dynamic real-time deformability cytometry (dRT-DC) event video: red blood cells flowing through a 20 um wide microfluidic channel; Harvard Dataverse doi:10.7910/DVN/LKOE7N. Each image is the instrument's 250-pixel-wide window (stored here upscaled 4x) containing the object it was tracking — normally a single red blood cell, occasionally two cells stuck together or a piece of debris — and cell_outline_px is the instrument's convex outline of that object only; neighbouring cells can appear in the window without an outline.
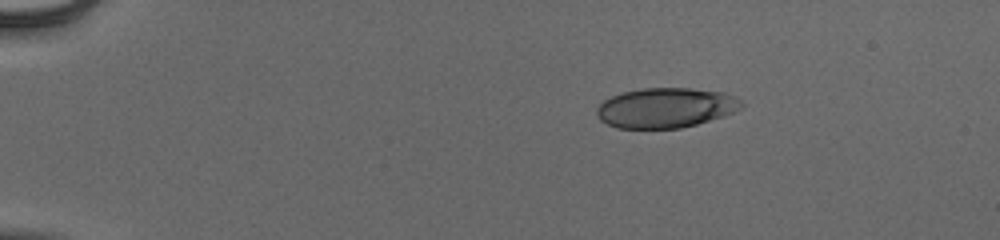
{"species": "human", "species_latin": "Homo sapiens", "temperature_condition": "cold", "stored_images_in_passage": 45, "camera_frame_rate_fps": 3000, "um_per_image_px": 0.085, "donor": {"sex": "male"}, "frame": {"image": 1, "passage_image": 1, "time_ms": 0.0, "image_size_px": [1000, 240], "cell_outline_px": [[744, 104], [740, 108], [732, 112], [696, 124], [680, 128], [616, 128], [600, 120], [596, 112], [596, 108], [604, 100], [612, 96], [624, 92], [644, 88], [692, 88], [724, 92], [744, 100]], "centroid_in_image_um": [56.58, 9.15], "position_along_channel_um": 28.4, "area_um2": 33.52}}
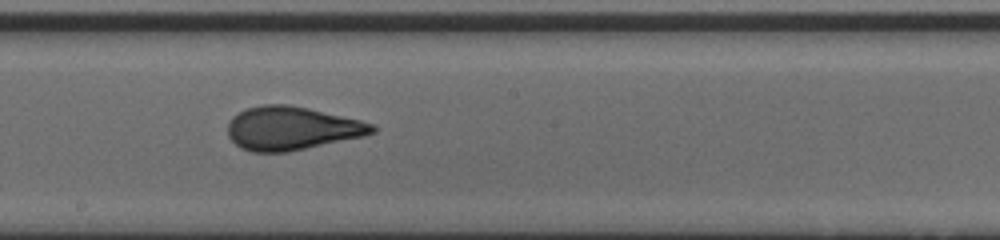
{"frame": {"image": 2, "passage_image": 23, "time_ms": 7.333, "image_size_px": [1000, 240], "cell_outline_px": [[376, 132], [364, 136], [288, 152], [252, 152], [240, 148], [228, 136], [228, 124], [232, 116], [244, 108], [264, 104], [288, 104], [308, 108], [360, 120], [376, 124]], "centroid_in_image_um": [24.79, 10.9], "position_along_channel_um": 223.4, "area_um2": 36.76}}
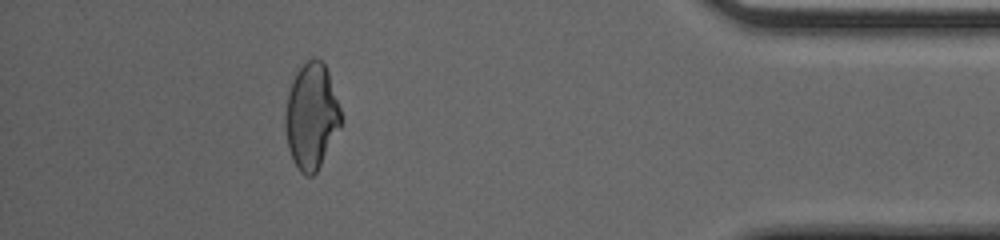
{"frame": {"image": 3, "passage_image": 40, "time_ms": 13.0, "image_size_px": [1000, 240], "cell_outline_px": [[340, 128], [316, 172], [312, 176], [304, 176], [300, 172], [288, 148], [284, 124], [284, 116], [288, 92], [292, 80], [296, 72], [312, 56], [316, 56], [324, 64], [328, 72], [340, 108]], "centroid_in_image_um": [26.45, 9.86], "position_along_channel_um": 408.8, "area_um2": 34.1}, "authors_computed_cell_mechanics": {"area_um2": 35.6048, "velocity_mm_per_s": 3.9568, "shape_relaxation_time_tau1_ms": 8.1421, "shape_relaxation_time_tau2_ms": 0.6667, "deformation_change_tau1": 0.2223, "deformation_change_tau2": 0.0628}}